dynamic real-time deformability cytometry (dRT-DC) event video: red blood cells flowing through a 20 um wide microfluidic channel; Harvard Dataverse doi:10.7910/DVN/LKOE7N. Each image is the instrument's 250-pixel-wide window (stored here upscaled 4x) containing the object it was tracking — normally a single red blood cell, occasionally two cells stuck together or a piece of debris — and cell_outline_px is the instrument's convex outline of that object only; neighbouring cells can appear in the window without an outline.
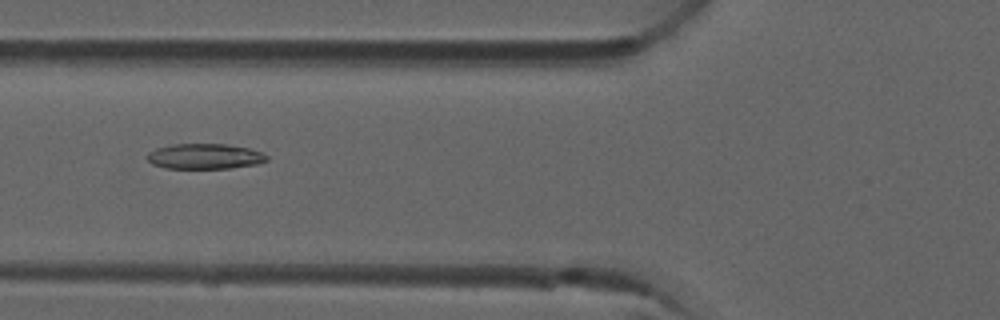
{"species": "common noctule bat (a hibernating species)", "species_latin": "Nyctalus noctula", "temperature_condition": "room temperature", "stored_images_in_passage": 6, "camera_frame_rate_fps": 3000, "um_per_image_px": 0.085, "animal": {"sex": "male", "forearm_length_mm": 52.5}, "frame": {"image": 1, "passage_image": 4, "time_ms": 1.0, "image_size_px": [1000, 320], "cell_outline_px": [[268, 160], [256, 164], [232, 168], [164, 168], [152, 164], [144, 156], [148, 152], [156, 148], [172, 144], [228, 144], [248, 148], [260, 152], [268, 156]], "centroid_in_image_um": [17.36, 13.29], "position_along_channel_um": 108.4, "area_um2": 17.74}}
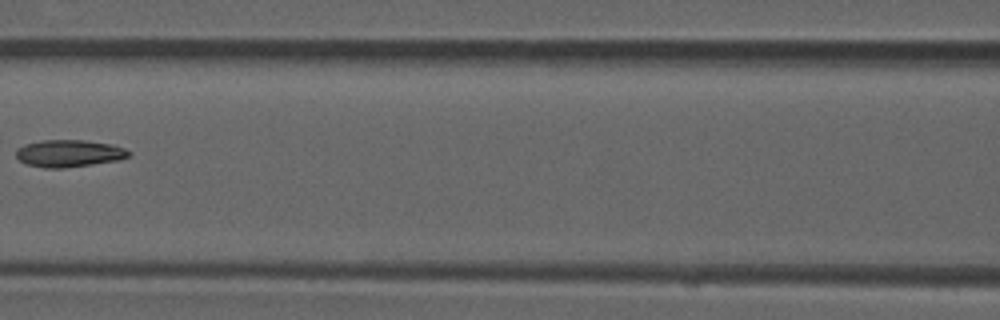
{"frame": {"image": 2, "passage_image": 5, "time_ms": 1.333, "image_size_px": [1000, 320], "cell_outline_px": [[132, 156], [116, 160], [92, 164], [60, 168], [44, 168], [28, 164], [20, 160], [16, 156], [16, 148], [24, 144], [40, 140], [84, 140], [112, 144], [124, 148], [132, 152]], "centroid_in_image_um": [5.87, 13.02], "position_along_channel_um": 160.7, "area_um2": 17.86}}
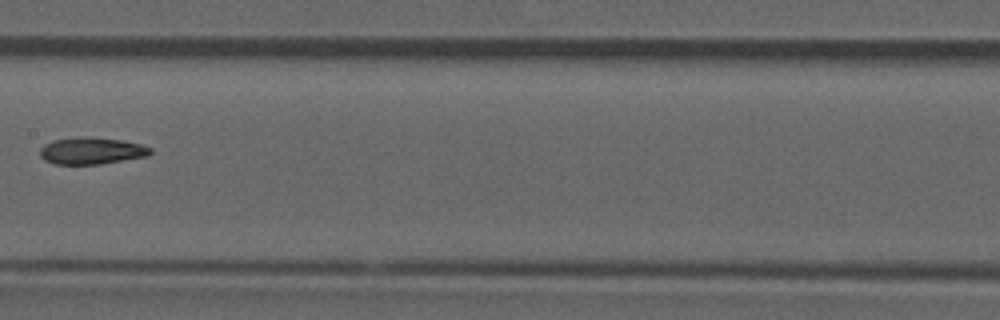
{"frame": {"image": 3, "passage_image": 6, "time_ms": 1.667, "image_size_px": [1000, 320], "cell_outline_px": [[152, 152], [148, 156], [100, 164], [56, 164], [44, 160], [40, 156], [40, 148], [44, 144], [52, 140], [80, 136], [88, 136], [120, 140], [140, 144], [152, 148]], "centroid_in_image_um": [7.76, 12.81], "position_along_channel_um": 199.6, "area_um2": 17.4}}